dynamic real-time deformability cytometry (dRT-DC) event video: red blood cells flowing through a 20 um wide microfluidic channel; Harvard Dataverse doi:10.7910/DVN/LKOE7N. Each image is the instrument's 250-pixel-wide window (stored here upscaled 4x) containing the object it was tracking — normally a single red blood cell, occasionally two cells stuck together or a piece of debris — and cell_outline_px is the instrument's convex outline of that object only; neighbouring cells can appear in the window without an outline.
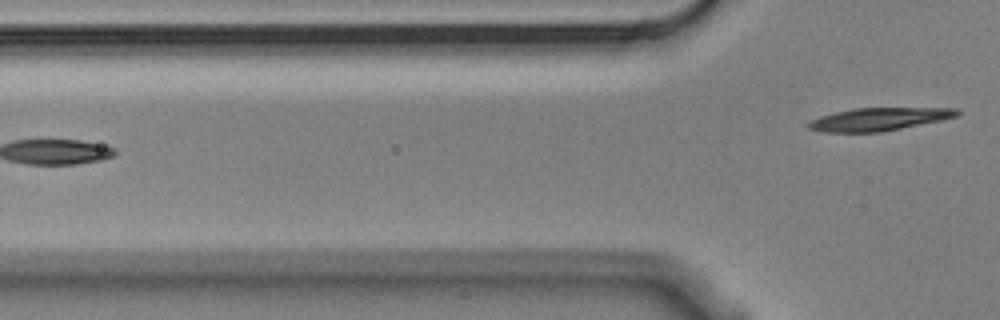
{"species": "Egyptian fruit bat (a non-hibernating species)", "species_latin": "Rousettus aegyptiacus", "temperature_condition": "cold", "stored_images_in_passage": 4, "camera_frame_rate_fps": 3000, "um_per_image_px": 0.085, "animal": {"sex": "male"}, "frame": {"image": 1, "passage_image": 4, "time_ms": 1.0, "image_size_px": [1000, 320], "cell_outline_px": [[960, 112], [956, 116], [940, 120], [880, 132], [824, 132], [808, 128], [808, 124], [812, 120], [820, 116], [852, 108], [956, 108]], "centroid_in_image_um": [74.68, 10.12], "position_along_channel_um": 51.1, "area_um2": 19.42}}